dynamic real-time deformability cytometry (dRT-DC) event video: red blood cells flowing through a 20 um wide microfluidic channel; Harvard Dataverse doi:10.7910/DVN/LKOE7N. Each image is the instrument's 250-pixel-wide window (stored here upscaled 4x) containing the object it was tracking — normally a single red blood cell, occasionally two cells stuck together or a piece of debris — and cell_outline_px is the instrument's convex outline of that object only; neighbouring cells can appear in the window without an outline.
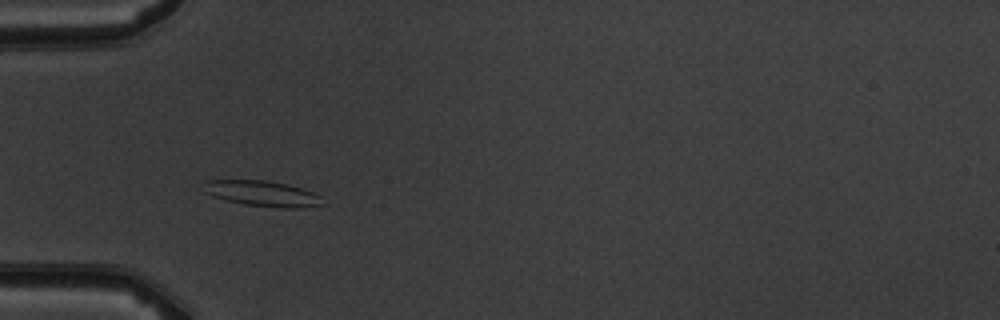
{"species": "common noctule bat (a hibernating species)", "species_latin": "Nyctalus noctula", "temperature_condition": "warm", "stored_images_in_passage": 4, "camera_frame_rate_fps": 3000, "um_per_image_px": 0.085, "animal": {"sex": "male", "body_mass_g": 19.5, "forearm_length_mm": 54.6}, "frame": {"image": 1, "passage_image": 3, "time_ms": 3.333, "image_size_px": [1000, 320], "cell_outline_px": [[324, 204], [304, 208], [280, 208], [244, 204], [212, 196], [204, 192], [204, 180], [264, 180], [284, 184], [300, 188], [312, 192], [320, 196]], "centroid_in_image_um": [22.29, 16.46], "position_along_channel_um": 62.7, "area_um2": 17.57}}
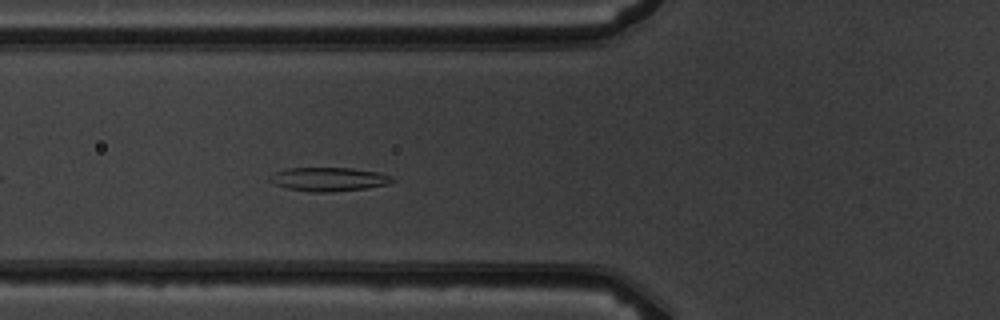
{"frame": {"image": 2, "passage_image": 4, "time_ms": 4.333, "image_size_px": [1000, 320], "cell_outline_px": [[396, 180], [388, 184], [368, 188], [328, 192], [312, 192], [288, 188], [272, 184], [268, 180], [268, 176], [276, 172], [288, 168], [352, 168], [376, 172], [392, 176]], "centroid_in_image_um": [27.93, 15.24], "position_along_channel_um": 97.9, "area_um2": 16.99}}